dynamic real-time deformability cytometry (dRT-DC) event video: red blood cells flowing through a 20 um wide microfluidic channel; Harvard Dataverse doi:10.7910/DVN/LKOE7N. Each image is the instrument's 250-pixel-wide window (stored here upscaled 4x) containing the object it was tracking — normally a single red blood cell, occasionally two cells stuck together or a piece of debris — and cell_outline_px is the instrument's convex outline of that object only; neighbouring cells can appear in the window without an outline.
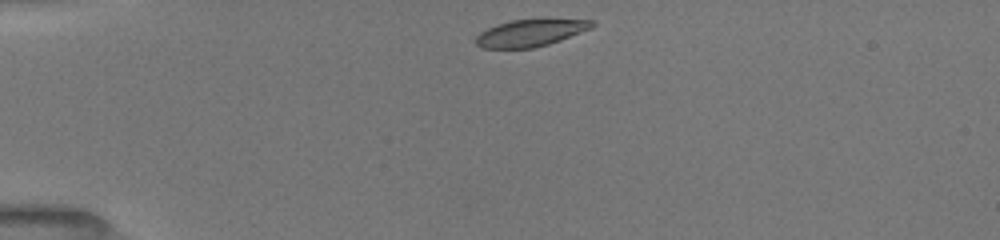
{"species": "common noctule bat (a hibernating species)", "species_latin": "Nyctalus noctula", "temperature_condition": "room temperature", "stored_images_in_passage": 40, "camera_frame_rate_fps": 3000, "um_per_image_px": 0.085, "animal": {"sex": "female", "body_mass_g": 19.5, "forearm_length_mm": 54.1}, "frame": {"image": 1, "passage_image": 1, "time_ms": 0.0, "image_size_px": [1000, 240], "cell_outline_px": [[596, 24], [592, 28], [560, 40], [548, 44], [532, 48], [484, 48], [476, 44], [476, 36], [480, 32], [488, 28], [512, 20], [592, 20]], "centroid_in_image_um": [45.08, 2.81], "position_along_channel_um": 39.9, "area_um2": 17.8}}
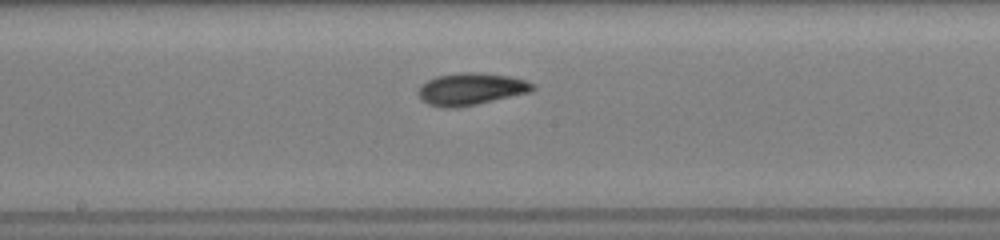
{"frame": {"image": 2, "passage_image": 17, "time_ms": 5.333, "image_size_px": [1000, 240], "cell_outline_px": [[536, 88], [528, 92], [476, 104], [456, 108], [444, 108], [428, 104], [420, 100], [420, 88], [428, 80], [440, 76], [464, 72], [468, 72], [508, 76], [524, 80], [532, 84]], "centroid_in_image_um": [40.01, 7.58], "position_along_channel_um": 208.2, "area_um2": 20.69}}
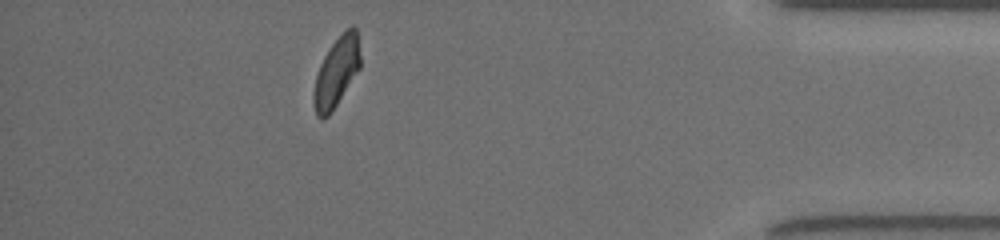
{"frame": {"image": 3, "passage_image": 35, "time_ms": 11.333, "image_size_px": [1000, 240], "cell_outline_px": [[360, 68], [332, 112], [328, 116], [320, 120], [316, 116], [312, 100], [312, 96], [316, 76], [320, 64], [324, 56], [332, 44], [352, 24], [356, 28], [360, 56]], "centroid_in_image_um": [28.58, 6.18], "position_along_channel_um": 406.6, "area_um2": 18.84}, "authors_computed_cell_mechanics": {"area_um2": 19.6231, "velocity_mm_per_s": 3.9718, "shape_relaxation_time_tau1_ms": 2.593, "shape_relaxation_time_tau2_ms": 2.3081, "deformation_change_tau1": 0.1366, "deformation_change_tau2": 0.0862}}